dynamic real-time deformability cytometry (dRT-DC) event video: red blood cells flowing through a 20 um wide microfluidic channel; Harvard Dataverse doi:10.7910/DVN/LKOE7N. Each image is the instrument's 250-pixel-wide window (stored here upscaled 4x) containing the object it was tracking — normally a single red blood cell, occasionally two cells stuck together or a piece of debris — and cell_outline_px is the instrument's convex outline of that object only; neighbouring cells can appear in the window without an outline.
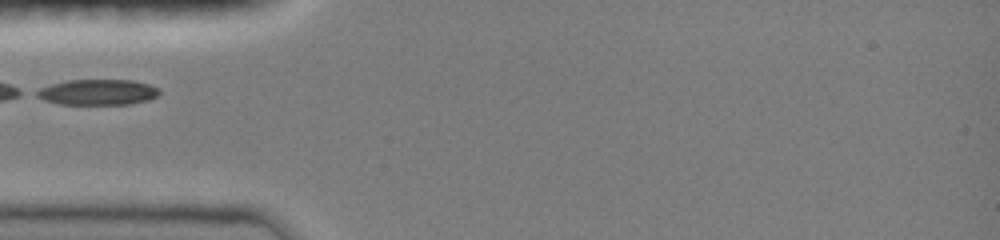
{"species": "common noctule bat (a hibernating species)", "species_latin": "Nyctalus noctula", "temperature_condition": "room temperature", "stored_images_in_passage": 28, "camera_frame_rate_fps": 3000, "um_per_image_px": 0.085, "animal": {"sex": "female", "body_mass_g": 19.0, "forearm_length_mm": 51.5}, "frame": {"image": 1, "passage_image": 1, "time_ms": 0.0, "image_size_px": [1000, 240], "cell_outline_px": [[160, 92], [156, 96], [148, 100], [128, 104], [60, 104], [44, 100], [36, 96], [32, 92], [40, 88], [52, 84], [68, 80], [132, 80], [148, 84], [160, 88]], "centroid_in_image_um": [8.28, 7.83], "position_along_channel_um": 76.7, "area_um2": 18.32}}